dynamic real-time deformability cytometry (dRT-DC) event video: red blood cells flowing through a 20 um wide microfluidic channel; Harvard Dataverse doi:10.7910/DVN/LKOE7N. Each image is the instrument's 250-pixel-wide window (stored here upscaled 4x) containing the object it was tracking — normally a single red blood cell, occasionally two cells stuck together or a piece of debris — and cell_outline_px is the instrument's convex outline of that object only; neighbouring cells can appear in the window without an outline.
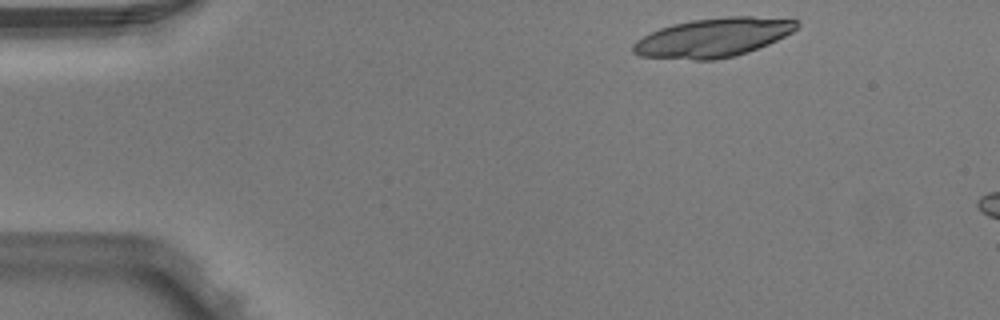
{"species": "Egyptian fruit bat (a non-hibernating species)", "species_latin": "Rousettus aegyptiacus", "temperature_condition": "warm", "stored_images_in_passage": 3, "camera_frame_rate_fps": 3000, "um_per_image_px": 0.085, "animal": {"sex": "male"}, "frame": {"image": 1, "passage_image": 1, "time_ms": 0.0, "image_size_px": [1000, 320], "cell_outline_px": [[800, 24], [792, 32], [768, 44], [748, 52], [716, 60], [692, 60], [640, 56], [632, 52], [632, 44], [636, 40], [660, 28], [672, 24], [692, 20], [728, 16], [752, 16], [800, 20]], "centroid_in_image_um": [60.61, 3.19], "position_along_channel_um": 24.4, "area_um2": 37.17}}